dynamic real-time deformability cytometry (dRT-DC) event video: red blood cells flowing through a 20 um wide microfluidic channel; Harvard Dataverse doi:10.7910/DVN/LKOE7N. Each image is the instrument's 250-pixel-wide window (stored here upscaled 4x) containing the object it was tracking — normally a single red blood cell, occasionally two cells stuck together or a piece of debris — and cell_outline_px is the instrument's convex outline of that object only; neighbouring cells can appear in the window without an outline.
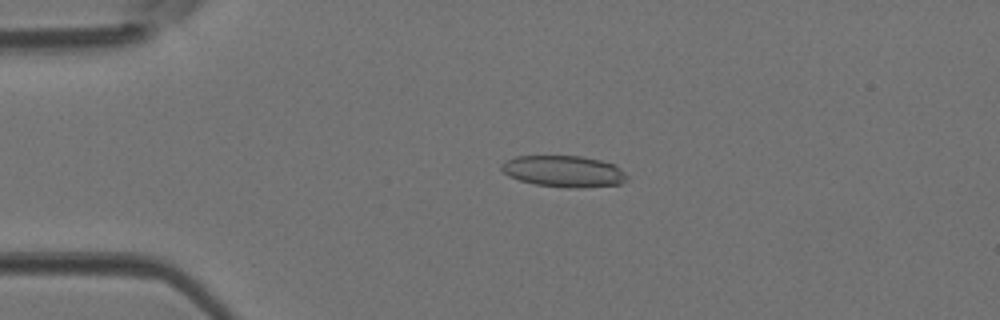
{"species": "Egyptian fruit bat (a non-hibernating species)", "species_latin": "Rousettus aegyptiacus", "temperature_condition": "room temperature", "stored_images_in_passage": 44, "camera_frame_rate_fps": 3000, "um_per_image_px": 0.085, "animal": {"sex": "female"}, "frame": {"image": 1, "passage_image": 9, "time_ms": 2.667, "image_size_px": [1000, 320], "cell_outline_px": [[628, 180], [620, 184], [580, 188], [568, 188], [536, 184], [520, 180], [508, 176], [500, 168], [500, 164], [516, 156], [580, 156], [600, 160], [612, 164], [624, 172], [628, 176]], "centroid_in_image_um": [47.92, 14.57], "position_along_channel_um": 37.1, "area_um2": 22.89}}
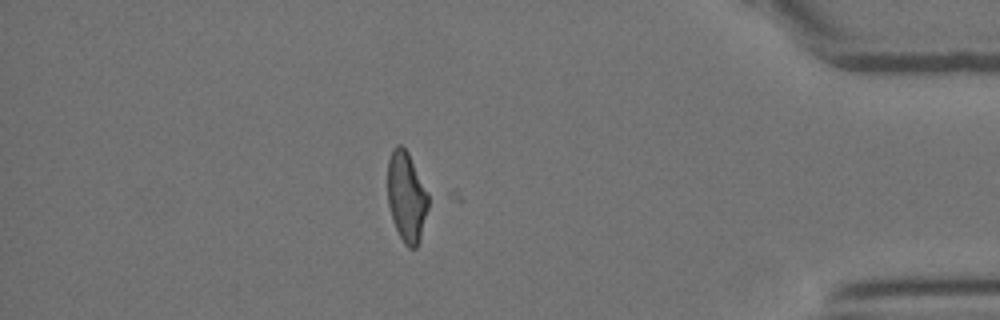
{"frame": {"image": 2, "passage_image": 38, "time_ms": 12.333, "image_size_px": [1000, 320], "cell_outline_px": [[428, 208], [420, 240], [416, 248], [408, 248], [404, 244], [392, 220], [388, 204], [388, 160], [392, 148], [396, 144], [400, 144], [408, 152], [428, 192]], "centroid_in_image_um": [34.55, 16.72], "position_along_channel_um": 400.7, "area_um2": 21.44}}
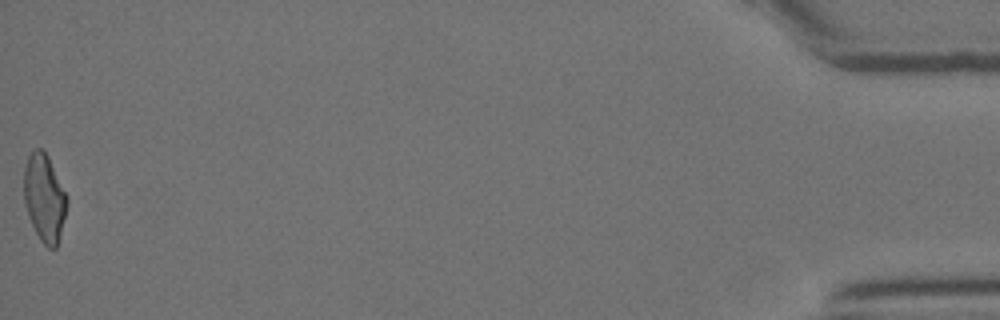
{"frame": {"image": 3, "passage_image": 44, "time_ms": 14.333, "image_size_px": [1000, 320], "cell_outline_px": [[68, 204], [56, 248], [48, 248], [40, 240], [28, 216], [24, 200], [24, 168], [28, 156], [36, 148], [40, 148], [48, 156], [68, 196]], "centroid_in_image_um": [3.78, 16.81], "position_along_channel_um": 431.4, "area_um2": 21.85}}